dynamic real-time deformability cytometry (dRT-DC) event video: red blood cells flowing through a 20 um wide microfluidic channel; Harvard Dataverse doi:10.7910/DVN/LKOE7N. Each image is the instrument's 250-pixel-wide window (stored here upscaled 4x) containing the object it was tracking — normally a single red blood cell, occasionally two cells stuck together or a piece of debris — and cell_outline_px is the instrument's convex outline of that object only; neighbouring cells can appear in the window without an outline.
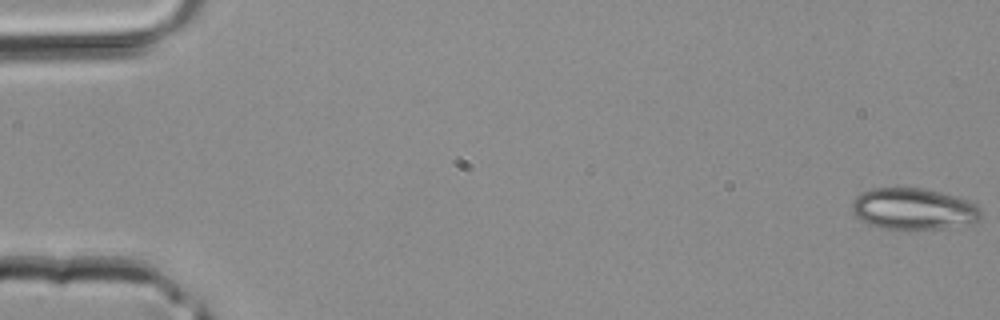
{"species": "common noctule bat (a hibernating species)", "species_latin": "Nyctalus noctula", "temperature_condition": "room temperature", "stored_images_in_passage": 41, "camera_frame_rate_fps": 3000, "um_per_image_px": 0.085, "animal": {"sex": "male", "body_mass_g": 20.4}, "frame": {"image": 1, "passage_image": 1, "time_ms": 0.0, "image_size_px": [1000, 320], "cell_outline_px": [[980, 216], [976, 224], [944, 228], [908, 232], [880, 228], [868, 224], [860, 220], [852, 212], [852, 200], [860, 192], [872, 188], [924, 188], [956, 196], [968, 200], [976, 204], [980, 208]], "centroid_in_image_um": [77.64, 17.8], "position_along_channel_um": 7.4, "area_um2": 32.25}}
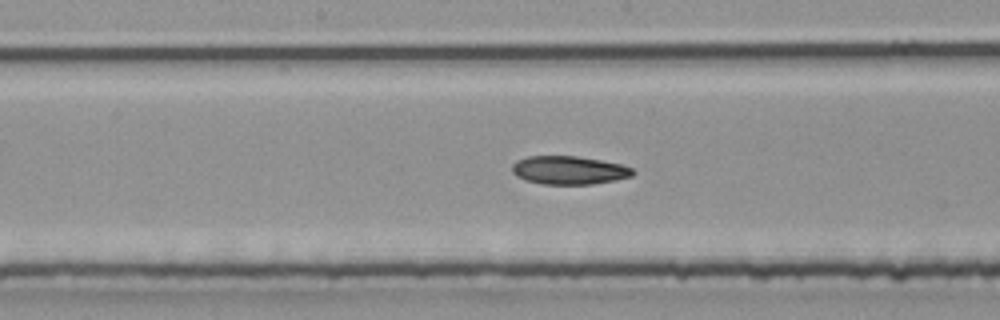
{"frame": {"image": 2, "passage_image": 22, "time_ms": 7.0, "image_size_px": [1000, 320], "cell_outline_px": [[636, 172], [632, 176], [592, 184], [544, 184], [524, 180], [516, 176], [512, 172], [512, 164], [516, 160], [528, 156], [576, 156], [600, 160], [620, 164], [632, 168]], "centroid_in_image_um": [48.33, 14.46], "position_along_channel_um": 199.9, "area_um2": 19.88}}
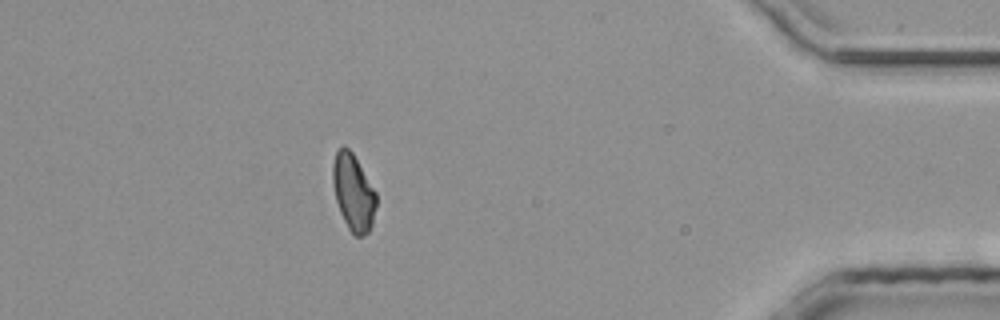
{"frame": {"image": 3, "passage_image": 37, "time_ms": 12.0, "image_size_px": [1000, 320], "cell_outline_px": [[376, 208], [372, 224], [368, 232], [360, 236], [356, 236], [348, 228], [340, 212], [336, 200], [332, 184], [332, 164], [336, 152], [344, 144], [352, 152], [376, 192]], "centroid_in_image_um": [30.02, 16.34], "position_along_channel_um": 405.2, "area_um2": 19.31}}